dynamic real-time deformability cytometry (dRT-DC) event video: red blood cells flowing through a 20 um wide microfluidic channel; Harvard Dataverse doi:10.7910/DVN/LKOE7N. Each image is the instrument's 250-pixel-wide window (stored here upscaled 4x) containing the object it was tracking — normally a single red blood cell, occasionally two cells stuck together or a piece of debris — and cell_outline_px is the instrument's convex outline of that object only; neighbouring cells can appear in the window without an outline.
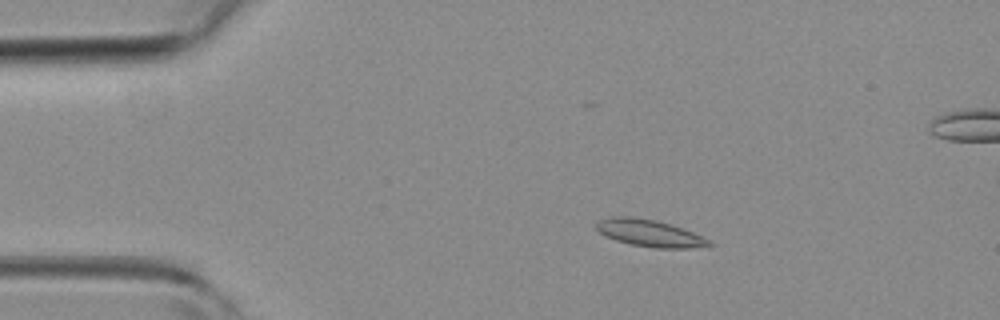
{"species": "common noctule bat (a hibernating species)", "species_latin": "Nyctalus noctula", "temperature_condition": "room temperature", "stored_images_in_passage": 47, "segment_of_instrument_passage": [1, 2], "camera_frame_rate_fps": 3000, "um_per_image_px": 0.085, "animal": {"sex": "female", "body_mass_g": 19.3, "forearm_length_mm": 54.1}, "frame": {"image": 1, "passage_image": 9, "time_ms": 2.667, "image_size_px": [1000, 320], "cell_outline_px": [[716, 244], [688, 248], [652, 248], [632, 244], [616, 240], [604, 236], [596, 228], [596, 220], [612, 216], [628, 216], [656, 220], [704, 236], [712, 240]], "centroid_in_image_um": [55.2, 19.82], "position_along_channel_um": 29.8, "area_um2": 17.74}}
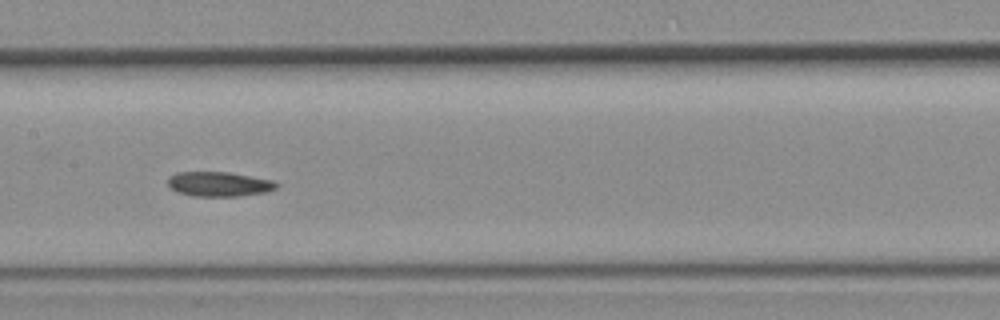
{"frame": {"image": 2, "passage_image": 23, "time_ms": 7.333, "image_size_px": [1000, 320], "cell_outline_px": [[280, 184], [276, 188], [264, 192], [240, 196], [192, 196], [176, 192], [168, 188], [168, 176], [176, 172], [228, 172], [272, 180]], "centroid_in_image_um": [18.56, 15.65], "position_along_channel_um": 188.8, "area_um2": 15.72}}
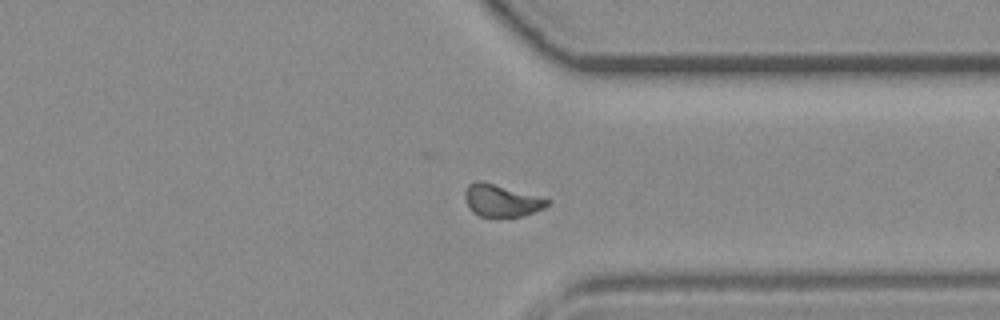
{"frame": {"image": 3, "passage_image": 35, "time_ms": 11.333, "image_size_px": [1000, 320], "cell_outline_px": [[552, 200], [544, 208], [524, 216], [480, 216], [472, 212], [468, 208], [464, 196], [464, 192], [468, 184], [476, 180], [480, 180]], "centroid_in_image_um": [42.59, 17.04], "position_along_channel_um": 368.8, "area_um2": 15.37}}